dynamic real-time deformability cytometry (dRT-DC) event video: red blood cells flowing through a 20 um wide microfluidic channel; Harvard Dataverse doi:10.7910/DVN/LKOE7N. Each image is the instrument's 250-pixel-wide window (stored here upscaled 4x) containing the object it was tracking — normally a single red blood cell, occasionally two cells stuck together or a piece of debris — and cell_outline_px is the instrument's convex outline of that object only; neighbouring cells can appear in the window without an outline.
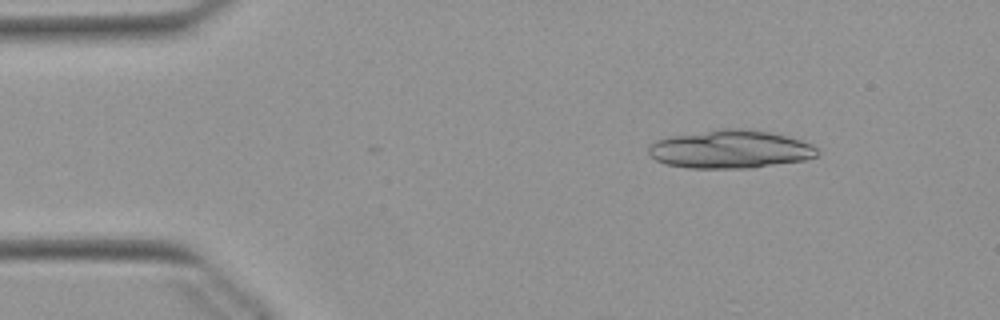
{"species": "Egyptian fruit bat (a non-hibernating species)", "species_latin": "Rousettus aegyptiacus", "temperature_condition": "warm", "stored_images_in_passage": 5, "camera_frame_rate_fps": 3000, "um_per_image_px": 0.085, "animal": {"sex": "female"}, "frame": {"image": 1, "passage_image": 1, "time_ms": 0.0, "image_size_px": [1000, 320], "cell_outline_px": [[820, 152], [816, 156], [804, 160], [752, 168], [688, 168], [668, 164], [656, 160], [648, 152], [648, 144], [656, 140], [668, 136], [724, 128], [740, 128], [768, 132], [800, 140], [812, 144], [820, 148]], "centroid_in_image_um": [62.07, 12.69], "position_along_channel_um": 22.9, "area_um2": 37.63}}